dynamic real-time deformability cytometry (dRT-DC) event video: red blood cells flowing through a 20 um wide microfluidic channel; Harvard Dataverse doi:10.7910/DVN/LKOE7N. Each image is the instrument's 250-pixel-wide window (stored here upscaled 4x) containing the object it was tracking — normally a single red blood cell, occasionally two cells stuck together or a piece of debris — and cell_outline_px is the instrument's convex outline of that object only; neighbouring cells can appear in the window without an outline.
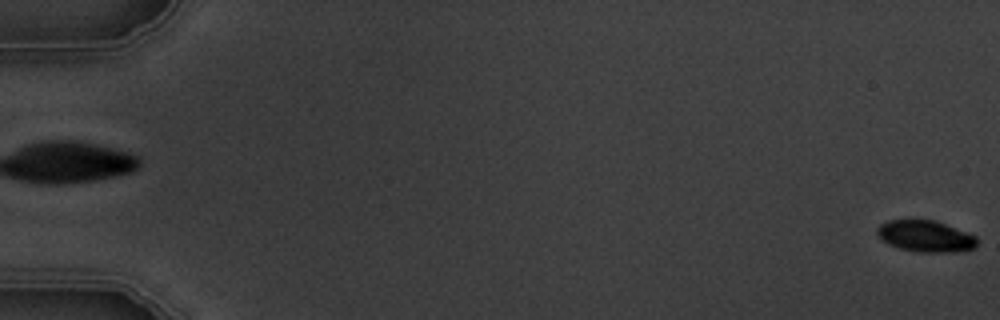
{"species": "common noctule bat (a hibernating species)", "species_latin": "Nyctalus noctula", "temperature_condition": "warm", "stored_images_in_passage": 3, "camera_frame_rate_fps": 3000, "um_per_image_px": 0.085, "animal": {"sex": "male", "body_mass_g": 19.5, "forearm_length_mm": 54.6}, "frame": {"image": 1, "passage_image": 3, "time_ms": 2.333, "image_size_px": [1000, 320], "cell_outline_px": [[976, 244], [972, 248], [952, 252], [920, 252], [900, 248], [888, 244], [876, 232], [876, 228], [880, 224], [888, 220], [936, 220], [976, 236]], "centroid_in_image_um": [78.64, 20.06], "position_along_channel_um": 6.4, "area_um2": 18.03}}